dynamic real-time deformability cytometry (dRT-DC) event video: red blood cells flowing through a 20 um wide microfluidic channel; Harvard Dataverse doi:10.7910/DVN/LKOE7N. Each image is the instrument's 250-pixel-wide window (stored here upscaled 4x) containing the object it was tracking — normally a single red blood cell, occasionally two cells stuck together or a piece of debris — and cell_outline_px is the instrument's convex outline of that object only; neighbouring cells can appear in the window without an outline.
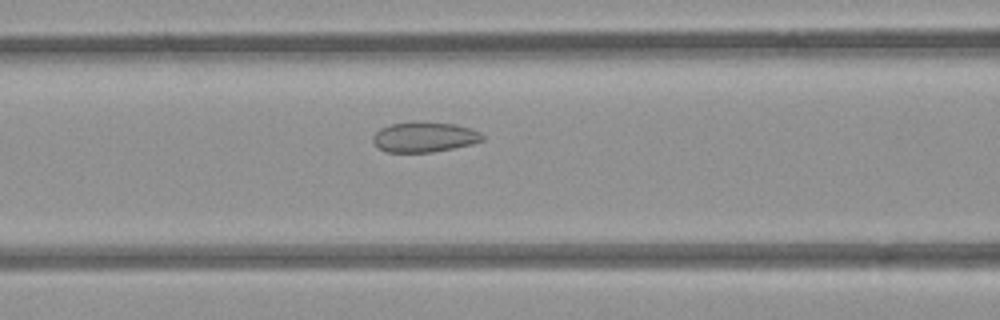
{"species": "common noctule bat (a hibernating species)", "species_latin": "Nyctalus noctula", "temperature_condition": "room temperature", "stored_images_in_passage": 36, "camera_frame_rate_fps": 3000, "um_per_image_px": 0.085, "animal": {"sex": "female", "body_mass_g": 21.9}, "frame": {"image": 1, "passage_image": 5, "time_ms": 1.333, "image_size_px": [1000, 320], "cell_outline_px": [[484, 140], [472, 144], [432, 152], [384, 152], [376, 148], [372, 140], [372, 136], [380, 128], [392, 124], [456, 124], [480, 132], [484, 136]], "centroid_in_image_um": [36.04, 11.7], "position_along_channel_um": 130.6, "area_um2": 18.67}}
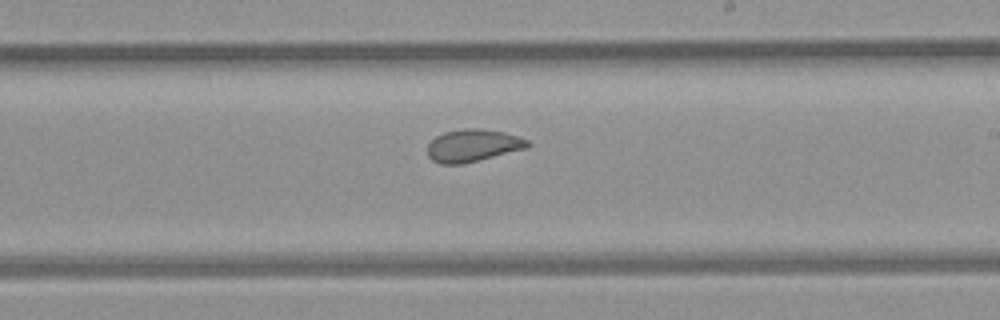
{"frame": {"image": 2, "passage_image": 14, "time_ms": 4.333, "image_size_px": [1000, 320], "cell_outline_px": [[532, 144], [528, 148], [464, 164], [440, 164], [432, 160], [428, 156], [428, 144], [436, 136], [444, 132], [464, 128], [480, 128], [504, 132], [528, 140]], "centroid_in_image_um": [40.21, 12.37], "position_along_channel_um": 248.8, "area_um2": 19.07}}
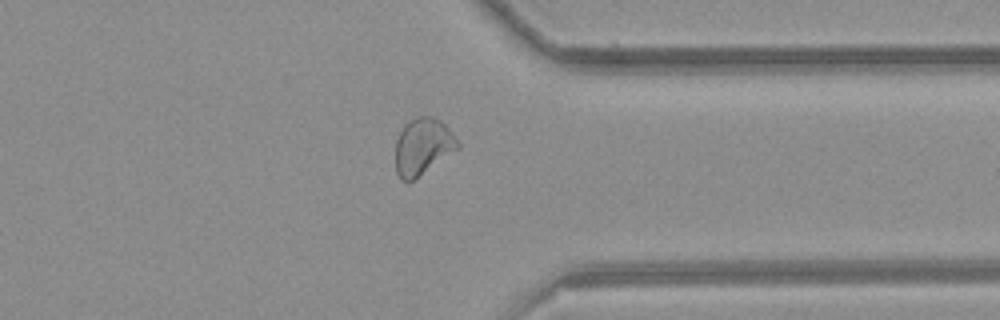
{"frame": {"image": 3, "passage_image": 24, "time_ms": 7.667, "image_size_px": [1000, 320], "cell_outline_px": [[460, 148], [412, 180], [400, 180], [396, 172], [396, 140], [404, 124], [408, 120], [416, 116], [432, 116], [440, 120], [448, 128], [460, 144]], "centroid_in_image_um": [35.93, 12.42], "position_along_channel_um": 375.5, "area_um2": 20.4}}